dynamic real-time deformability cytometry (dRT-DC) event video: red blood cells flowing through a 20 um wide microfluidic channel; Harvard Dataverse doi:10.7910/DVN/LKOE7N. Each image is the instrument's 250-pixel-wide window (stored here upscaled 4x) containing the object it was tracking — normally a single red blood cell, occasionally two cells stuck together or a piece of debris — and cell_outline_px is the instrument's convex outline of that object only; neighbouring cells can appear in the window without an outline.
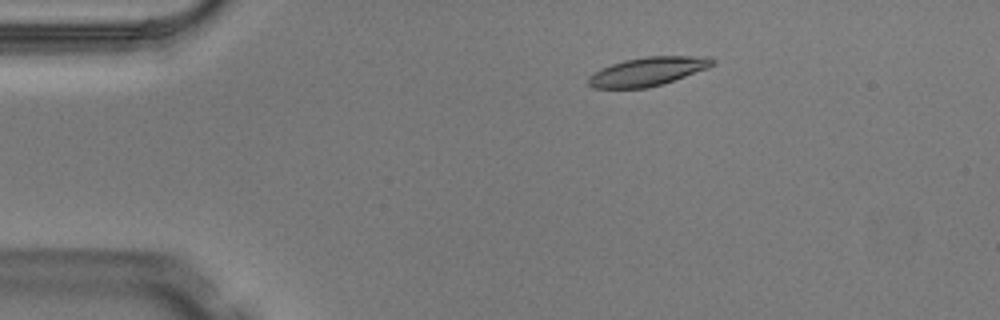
{"species": "Egyptian fruit bat (a non-hibernating species)", "species_latin": "Rousettus aegyptiacus", "temperature_condition": "warm", "stored_images_in_passage": 4, "camera_frame_rate_fps": 3000, "um_per_image_px": 0.085, "animal": {"sex": "male"}, "frame": {"image": 1, "passage_image": 2, "time_ms": 0.333, "image_size_px": [1000, 320], "cell_outline_px": [[716, 64], [708, 68], [664, 84], [648, 88], [592, 88], [588, 84], [588, 76], [600, 68], [624, 60], [648, 56], [708, 56], [716, 60]], "centroid_in_image_um": [55.08, 6.07], "position_along_channel_um": 29.9, "area_um2": 20.98}}
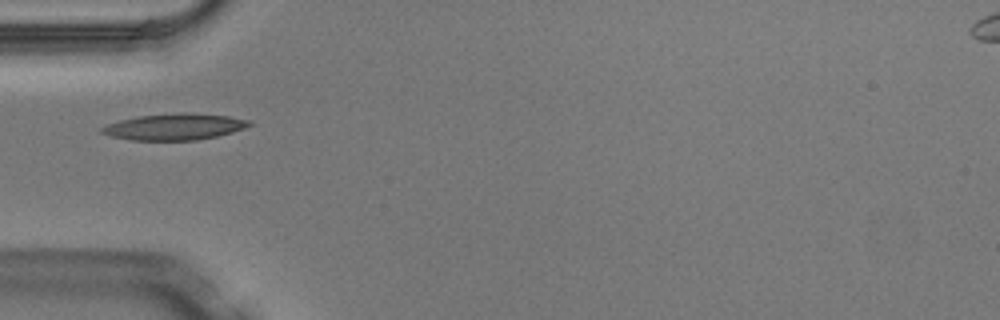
{"frame": {"image": 2, "passage_image": 4, "time_ms": 1.0, "image_size_px": [1000, 320], "cell_outline_px": [[252, 124], [244, 128], [232, 132], [216, 136], [196, 140], [132, 140], [112, 136], [100, 132], [100, 128], [108, 124], [120, 120], [140, 116], [180, 112], [188, 112], [228, 116], [252, 120]], "centroid_in_image_um": [14.86, 10.77], "position_along_channel_um": 70.1, "area_um2": 22.54}}